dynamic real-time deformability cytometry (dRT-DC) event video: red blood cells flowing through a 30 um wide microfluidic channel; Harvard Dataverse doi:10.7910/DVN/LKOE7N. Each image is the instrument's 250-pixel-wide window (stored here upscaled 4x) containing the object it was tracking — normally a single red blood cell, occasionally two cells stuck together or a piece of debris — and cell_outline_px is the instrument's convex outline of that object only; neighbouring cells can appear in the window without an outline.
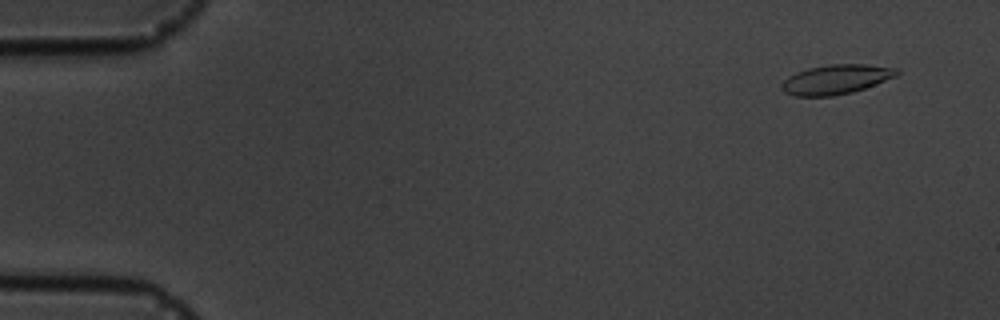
{"species": "common noctule bat (a hibernating species)", "species_latin": "Nyctalus noctula", "temperature_condition": "cold", "stored_images_in_passage": 4, "camera_frame_rate_fps": 3000, "um_per_image_px": 0.085, "animal": {"sex": "male", "body_mass_g": 19.5, "forearm_length_mm": 54.6}, "frame": {"image": 1, "passage_image": 1, "time_ms": 0.0, "image_size_px": [1000, 320], "cell_outline_px": [[900, 72], [896, 76], [864, 88], [852, 92], [832, 96], [792, 96], [784, 92], [780, 88], [780, 84], [788, 76], [796, 72], [808, 68], [828, 64], [864, 64], [900, 68]], "centroid_in_image_um": [71.03, 6.74], "position_along_channel_um": 14.0, "area_um2": 19.94}}
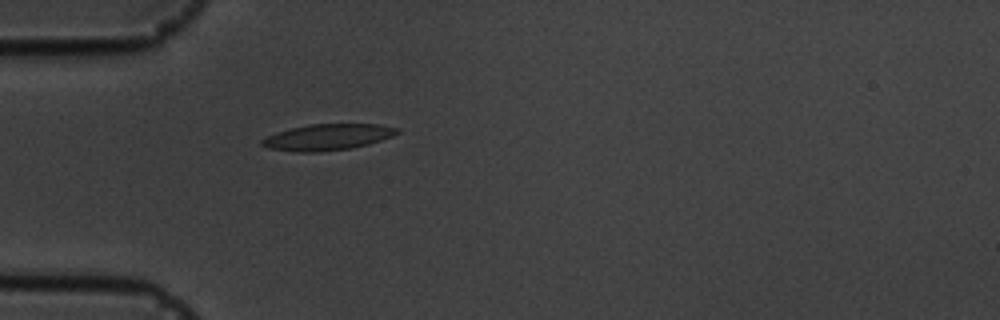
{"frame": {"image": 2, "passage_image": 4, "time_ms": 4.333, "image_size_px": [1000, 320], "cell_outline_px": [[400, 132], [392, 136], [368, 144], [352, 148], [320, 152], [296, 152], [268, 148], [260, 144], [260, 140], [276, 132], [308, 124], [380, 124], [400, 128]], "centroid_in_image_um": [27.85, 11.65], "position_along_channel_um": 57.2, "area_um2": 20.69}}